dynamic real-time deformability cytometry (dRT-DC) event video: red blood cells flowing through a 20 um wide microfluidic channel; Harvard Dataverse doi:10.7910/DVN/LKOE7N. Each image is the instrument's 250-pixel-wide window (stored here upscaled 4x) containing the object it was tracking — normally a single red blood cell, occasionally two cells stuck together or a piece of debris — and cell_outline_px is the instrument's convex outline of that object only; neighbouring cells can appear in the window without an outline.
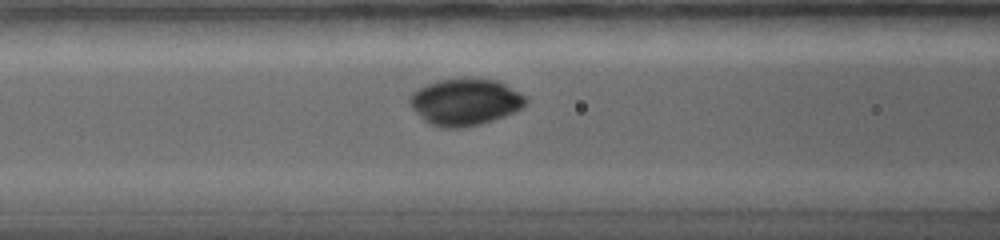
{"species": "common noctule bat (a hibernating species)", "species_latin": "Nyctalus noctula", "temperature_condition": "warm", "stored_images_in_passage": 14, "camera_frame_rate_fps": 5000, "um_per_image_px": 0.085, "animal": {"sex": "female", "body_mass_g": 19.0, "forearm_length_mm": 56.7}, "frame": {"image": 1, "passage_image": 7, "time_ms": 5.0, "image_size_px": [1000, 240], "cell_outline_px": [[528, 100], [516, 112], [480, 124], [460, 128], [440, 128], [424, 120], [408, 104], [408, 100], [412, 92], [428, 84], [440, 80], [496, 80], [520, 92]], "centroid_in_image_um": [39.52, 8.7], "position_along_channel_um": 127.1, "area_um2": 30.98}}
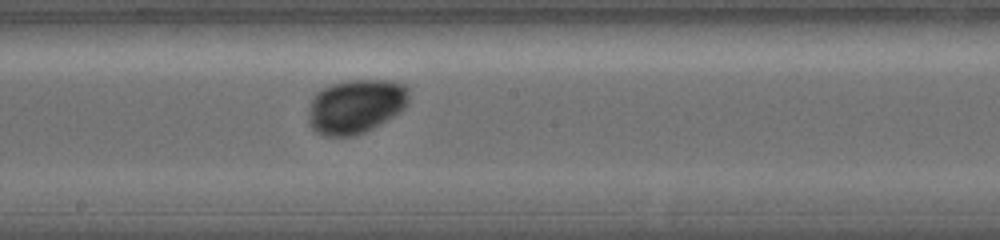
{"frame": {"image": 2, "passage_image": 10, "time_ms": 7.6, "image_size_px": [1000, 240], "cell_outline_px": [[408, 104], [400, 112], [380, 124], [364, 132], [352, 136], [324, 136], [316, 132], [308, 124], [308, 104], [312, 96], [316, 92], [332, 84], [348, 80], [388, 80], [404, 84], [408, 88]], "centroid_in_image_um": [30.21, 9.04], "position_along_channel_um": 218.0, "area_um2": 32.02}}
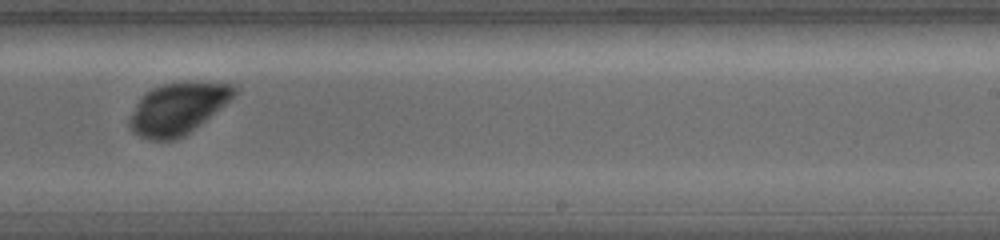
{"frame": {"image": 3, "passage_image": 12, "time_ms": 9.2, "image_size_px": [1000, 240], "cell_outline_px": [[236, 92], [224, 104], [200, 124], [184, 136], [176, 140], [148, 140], [132, 132], [128, 128], [128, 120], [140, 96], [144, 92], [152, 88], [164, 84], [232, 84], [236, 88]], "centroid_in_image_um": [15.0, 9.29], "position_along_channel_um": 274.0, "area_um2": 30.58}}